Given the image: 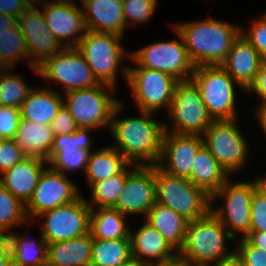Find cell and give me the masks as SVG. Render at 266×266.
<instances>
[{
  "label": "cell",
  "mask_w": 266,
  "mask_h": 266,
  "mask_svg": "<svg viewBox=\"0 0 266 266\" xmlns=\"http://www.w3.org/2000/svg\"><path fill=\"white\" fill-rule=\"evenodd\" d=\"M120 101L114 108L109 131L116 140V148L130 163L157 165L162 151L163 123L152 119L154 113L141 112V117L117 119L125 107Z\"/></svg>",
  "instance_id": "cell-1"
},
{
  "label": "cell",
  "mask_w": 266,
  "mask_h": 266,
  "mask_svg": "<svg viewBox=\"0 0 266 266\" xmlns=\"http://www.w3.org/2000/svg\"><path fill=\"white\" fill-rule=\"evenodd\" d=\"M182 36L193 65H220L240 35L241 28L208 16L202 21L173 26Z\"/></svg>",
  "instance_id": "cell-2"
},
{
  "label": "cell",
  "mask_w": 266,
  "mask_h": 266,
  "mask_svg": "<svg viewBox=\"0 0 266 266\" xmlns=\"http://www.w3.org/2000/svg\"><path fill=\"white\" fill-rule=\"evenodd\" d=\"M235 240L209 211L204 217L188 221L184 243L178 256L186 266H205L212 262L231 256L226 241Z\"/></svg>",
  "instance_id": "cell-3"
},
{
  "label": "cell",
  "mask_w": 266,
  "mask_h": 266,
  "mask_svg": "<svg viewBox=\"0 0 266 266\" xmlns=\"http://www.w3.org/2000/svg\"><path fill=\"white\" fill-rule=\"evenodd\" d=\"M156 202L167 206L188 221L204 217L211 208V197L187 178L165 173L155 165Z\"/></svg>",
  "instance_id": "cell-4"
},
{
  "label": "cell",
  "mask_w": 266,
  "mask_h": 266,
  "mask_svg": "<svg viewBox=\"0 0 266 266\" xmlns=\"http://www.w3.org/2000/svg\"><path fill=\"white\" fill-rule=\"evenodd\" d=\"M191 80L213 120L238 118L234 86L245 90L220 65L196 66Z\"/></svg>",
  "instance_id": "cell-5"
},
{
  "label": "cell",
  "mask_w": 266,
  "mask_h": 266,
  "mask_svg": "<svg viewBox=\"0 0 266 266\" xmlns=\"http://www.w3.org/2000/svg\"><path fill=\"white\" fill-rule=\"evenodd\" d=\"M123 37L88 30L76 46L99 83L116 88L120 62L128 54L120 43Z\"/></svg>",
  "instance_id": "cell-6"
},
{
  "label": "cell",
  "mask_w": 266,
  "mask_h": 266,
  "mask_svg": "<svg viewBox=\"0 0 266 266\" xmlns=\"http://www.w3.org/2000/svg\"><path fill=\"white\" fill-rule=\"evenodd\" d=\"M112 91H115L113 86L103 83L69 91L63 97V105L69 110L77 127L109 129L114 108L120 102L110 94Z\"/></svg>",
  "instance_id": "cell-7"
},
{
  "label": "cell",
  "mask_w": 266,
  "mask_h": 266,
  "mask_svg": "<svg viewBox=\"0 0 266 266\" xmlns=\"http://www.w3.org/2000/svg\"><path fill=\"white\" fill-rule=\"evenodd\" d=\"M167 112L172 124L164 121V129L176 134L201 136L213 121L201 99L199 89L191 79L177 82Z\"/></svg>",
  "instance_id": "cell-8"
},
{
  "label": "cell",
  "mask_w": 266,
  "mask_h": 266,
  "mask_svg": "<svg viewBox=\"0 0 266 266\" xmlns=\"http://www.w3.org/2000/svg\"><path fill=\"white\" fill-rule=\"evenodd\" d=\"M123 73L138 110L155 113L159 109L169 110L174 88L178 82L168 73L147 67H123Z\"/></svg>",
  "instance_id": "cell-9"
},
{
  "label": "cell",
  "mask_w": 266,
  "mask_h": 266,
  "mask_svg": "<svg viewBox=\"0 0 266 266\" xmlns=\"http://www.w3.org/2000/svg\"><path fill=\"white\" fill-rule=\"evenodd\" d=\"M236 119L213 120L201 135L203 145L231 175L247 165L248 142L237 126Z\"/></svg>",
  "instance_id": "cell-10"
},
{
  "label": "cell",
  "mask_w": 266,
  "mask_h": 266,
  "mask_svg": "<svg viewBox=\"0 0 266 266\" xmlns=\"http://www.w3.org/2000/svg\"><path fill=\"white\" fill-rule=\"evenodd\" d=\"M255 189L254 181L232 182L229 178L211 197L210 211L234 239L237 237L236 232L241 233L240 238H244L250 232L251 199ZM221 198L225 200L224 205L215 208L213 203Z\"/></svg>",
  "instance_id": "cell-11"
},
{
  "label": "cell",
  "mask_w": 266,
  "mask_h": 266,
  "mask_svg": "<svg viewBox=\"0 0 266 266\" xmlns=\"http://www.w3.org/2000/svg\"><path fill=\"white\" fill-rule=\"evenodd\" d=\"M175 33L181 41L174 39L155 42L130 53L128 57L140 67L168 73L178 81L191 79L195 66L190 60L181 34L176 29Z\"/></svg>",
  "instance_id": "cell-12"
},
{
  "label": "cell",
  "mask_w": 266,
  "mask_h": 266,
  "mask_svg": "<svg viewBox=\"0 0 266 266\" xmlns=\"http://www.w3.org/2000/svg\"><path fill=\"white\" fill-rule=\"evenodd\" d=\"M90 214L87 199L80 196L69 204L38 215L43 218L40 233L48 244L83 236L89 233Z\"/></svg>",
  "instance_id": "cell-13"
},
{
  "label": "cell",
  "mask_w": 266,
  "mask_h": 266,
  "mask_svg": "<svg viewBox=\"0 0 266 266\" xmlns=\"http://www.w3.org/2000/svg\"><path fill=\"white\" fill-rule=\"evenodd\" d=\"M38 75L59 82L64 92L94 87L100 83L77 48H64L37 66Z\"/></svg>",
  "instance_id": "cell-14"
},
{
  "label": "cell",
  "mask_w": 266,
  "mask_h": 266,
  "mask_svg": "<svg viewBox=\"0 0 266 266\" xmlns=\"http://www.w3.org/2000/svg\"><path fill=\"white\" fill-rule=\"evenodd\" d=\"M65 175L51 167L43 170L31 199L25 205L29 222L41 213L69 204L81 196L77 185Z\"/></svg>",
  "instance_id": "cell-15"
},
{
  "label": "cell",
  "mask_w": 266,
  "mask_h": 266,
  "mask_svg": "<svg viewBox=\"0 0 266 266\" xmlns=\"http://www.w3.org/2000/svg\"><path fill=\"white\" fill-rule=\"evenodd\" d=\"M155 202V165L129 163L128 177L113 208L126 216L142 214L145 218Z\"/></svg>",
  "instance_id": "cell-16"
},
{
  "label": "cell",
  "mask_w": 266,
  "mask_h": 266,
  "mask_svg": "<svg viewBox=\"0 0 266 266\" xmlns=\"http://www.w3.org/2000/svg\"><path fill=\"white\" fill-rule=\"evenodd\" d=\"M31 4L18 18L17 24L23 34L30 57V67L38 73L37 66L46 58L60 53L64 46L47 27L43 12Z\"/></svg>",
  "instance_id": "cell-17"
},
{
  "label": "cell",
  "mask_w": 266,
  "mask_h": 266,
  "mask_svg": "<svg viewBox=\"0 0 266 266\" xmlns=\"http://www.w3.org/2000/svg\"><path fill=\"white\" fill-rule=\"evenodd\" d=\"M43 3L42 12L50 32L64 48H76L88 31L83 9L72 0H44Z\"/></svg>",
  "instance_id": "cell-18"
},
{
  "label": "cell",
  "mask_w": 266,
  "mask_h": 266,
  "mask_svg": "<svg viewBox=\"0 0 266 266\" xmlns=\"http://www.w3.org/2000/svg\"><path fill=\"white\" fill-rule=\"evenodd\" d=\"M202 146L203 139L200 135L164 131L162 151L157 166L169 175L188 178L194 158Z\"/></svg>",
  "instance_id": "cell-19"
},
{
  "label": "cell",
  "mask_w": 266,
  "mask_h": 266,
  "mask_svg": "<svg viewBox=\"0 0 266 266\" xmlns=\"http://www.w3.org/2000/svg\"><path fill=\"white\" fill-rule=\"evenodd\" d=\"M263 61L257 50L240 33L220 66L246 91L254 82Z\"/></svg>",
  "instance_id": "cell-20"
},
{
  "label": "cell",
  "mask_w": 266,
  "mask_h": 266,
  "mask_svg": "<svg viewBox=\"0 0 266 266\" xmlns=\"http://www.w3.org/2000/svg\"><path fill=\"white\" fill-rule=\"evenodd\" d=\"M143 223L136 232L130 231L132 259L144 265L176 258L178 253L163 236L145 220Z\"/></svg>",
  "instance_id": "cell-21"
},
{
  "label": "cell",
  "mask_w": 266,
  "mask_h": 266,
  "mask_svg": "<svg viewBox=\"0 0 266 266\" xmlns=\"http://www.w3.org/2000/svg\"><path fill=\"white\" fill-rule=\"evenodd\" d=\"M44 164H48V161L36 157H25L11 169L2 173L0 184L26 205L45 169Z\"/></svg>",
  "instance_id": "cell-22"
},
{
  "label": "cell",
  "mask_w": 266,
  "mask_h": 266,
  "mask_svg": "<svg viewBox=\"0 0 266 266\" xmlns=\"http://www.w3.org/2000/svg\"><path fill=\"white\" fill-rule=\"evenodd\" d=\"M82 9L88 30L124 36L122 0H82Z\"/></svg>",
  "instance_id": "cell-23"
},
{
  "label": "cell",
  "mask_w": 266,
  "mask_h": 266,
  "mask_svg": "<svg viewBox=\"0 0 266 266\" xmlns=\"http://www.w3.org/2000/svg\"><path fill=\"white\" fill-rule=\"evenodd\" d=\"M54 138L51 125L20 119L13 140L26 157H36L49 161Z\"/></svg>",
  "instance_id": "cell-24"
},
{
  "label": "cell",
  "mask_w": 266,
  "mask_h": 266,
  "mask_svg": "<svg viewBox=\"0 0 266 266\" xmlns=\"http://www.w3.org/2000/svg\"><path fill=\"white\" fill-rule=\"evenodd\" d=\"M230 177L203 145L194 158L190 175L187 179L212 197Z\"/></svg>",
  "instance_id": "cell-25"
},
{
  "label": "cell",
  "mask_w": 266,
  "mask_h": 266,
  "mask_svg": "<svg viewBox=\"0 0 266 266\" xmlns=\"http://www.w3.org/2000/svg\"><path fill=\"white\" fill-rule=\"evenodd\" d=\"M92 236L89 233L48 244L46 266H90Z\"/></svg>",
  "instance_id": "cell-26"
},
{
  "label": "cell",
  "mask_w": 266,
  "mask_h": 266,
  "mask_svg": "<svg viewBox=\"0 0 266 266\" xmlns=\"http://www.w3.org/2000/svg\"><path fill=\"white\" fill-rule=\"evenodd\" d=\"M63 95L49 88H34L20 107L21 119L51 125L63 105Z\"/></svg>",
  "instance_id": "cell-27"
},
{
  "label": "cell",
  "mask_w": 266,
  "mask_h": 266,
  "mask_svg": "<svg viewBox=\"0 0 266 266\" xmlns=\"http://www.w3.org/2000/svg\"><path fill=\"white\" fill-rule=\"evenodd\" d=\"M144 219L163 236L177 253L181 250L188 220L158 202H155L150 208Z\"/></svg>",
  "instance_id": "cell-28"
},
{
  "label": "cell",
  "mask_w": 266,
  "mask_h": 266,
  "mask_svg": "<svg viewBox=\"0 0 266 266\" xmlns=\"http://www.w3.org/2000/svg\"><path fill=\"white\" fill-rule=\"evenodd\" d=\"M129 163L113 145L90 152L84 173L87 183L91 187L96 182L119 174Z\"/></svg>",
  "instance_id": "cell-29"
},
{
  "label": "cell",
  "mask_w": 266,
  "mask_h": 266,
  "mask_svg": "<svg viewBox=\"0 0 266 266\" xmlns=\"http://www.w3.org/2000/svg\"><path fill=\"white\" fill-rule=\"evenodd\" d=\"M126 215L115 208H91L89 232L94 239L130 238Z\"/></svg>",
  "instance_id": "cell-30"
},
{
  "label": "cell",
  "mask_w": 266,
  "mask_h": 266,
  "mask_svg": "<svg viewBox=\"0 0 266 266\" xmlns=\"http://www.w3.org/2000/svg\"><path fill=\"white\" fill-rule=\"evenodd\" d=\"M10 256L13 258L14 266H46L48 243L43 235L39 241L28 240L26 236H18L14 232L8 233Z\"/></svg>",
  "instance_id": "cell-31"
},
{
  "label": "cell",
  "mask_w": 266,
  "mask_h": 266,
  "mask_svg": "<svg viewBox=\"0 0 266 266\" xmlns=\"http://www.w3.org/2000/svg\"><path fill=\"white\" fill-rule=\"evenodd\" d=\"M132 260L130 238H92L90 266H120Z\"/></svg>",
  "instance_id": "cell-32"
},
{
  "label": "cell",
  "mask_w": 266,
  "mask_h": 266,
  "mask_svg": "<svg viewBox=\"0 0 266 266\" xmlns=\"http://www.w3.org/2000/svg\"><path fill=\"white\" fill-rule=\"evenodd\" d=\"M127 177L128 165L119 174L94 183L91 186V201H87L89 206L91 208H113L117 204Z\"/></svg>",
  "instance_id": "cell-33"
},
{
  "label": "cell",
  "mask_w": 266,
  "mask_h": 266,
  "mask_svg": "<svg viewBox=\"0 0 266 266\" xmlns=\"http://www.w3.org/2000/svg\"><path fill=\"white\" fill-rule=\"evenodd\" d=\"M6 68L0 74V106L21 107L29 93L34 89L27 85L22 75L12 74Z\"/></svg>",
  "instance_id": "cell-34"
},
{
  "label": "cell",
  "mask_w": 266,
  "mask_h": 266,
  "mask_svg": "<svg viewBox=\"0 0 266 266\" xmlns=\"http://www.w3.org/2000/svg\"><path fill=\"white\" fill-rule=\"evenodd\" d=\"M30 60L25 38L20 31L18 24L0 33V63L5 68H13L20 59Z\"/></svg>",
  "instance_id": "cell-35"
},
{
  "label": "cell",
  "mask_w": 266,
  "mask_h": 266,
  "mask_svg": "<svg viewBox=\"0 0 266 266\" xmlns=\"http://www.w3.org/2000/svg\"><path fill=\"white\" fill-rule=\"evenodd\" d=\"M25 205L0 184V231L28 222Z\"/></svg>",
  "instance_id": "cell-36"
},
{
  "label": "cell",
  "mask_w": 266,
  "mask_h": 266,
  "mask_svg": "<svg viewBox=\"0 0 266 266\" xmlns=\"http://www.w3.org/2000/svg\"><path fill=\"white\" fill-rule=\"evenodd\" d=\"M95 128L78 127L73 134L56 135L50 150V159L55 154H74L77 150L83 149L91 152L93 142L90 139V132Z\"/></svg>",
  "instance_id": "cell-37"
},
{
  "label": "cell",
  "mask_w": 266,
  "mask_h": 266,
  "mask_svg": "<svg viewBox=\"0 0 266 266\" xmlns=\"http://www.w3.org/2000/svg\"><path fill=\"white\" fill-rule=\"evenodd\" d=\"M122 5L127 28L129 23L146 24L157 9V0H122Z\"/></svg>",
  "instance_id": "cell-38"
},
{
  "label": "cell",
  "mask_w": 266,
  "mask_h": 266,
  "mask_svg": "<svg viewBox=\"0 0 266 266\" xmlns=\"http://www.w3.org/2000/svg\"><path fill=\"white\" fill-rule=\"evenodd\" d=\"M90 151L79 149L74 154H55L49 161V165L57 172L74 171L87 167Z\"/></svg>",
  "instance_id": "cell-39"
},
{
  "label": "cell",
  "mask_w": 266,
  "mask_h": 266,
  "mask_svg": "<svg viewBox=\"0 0 266 266\" xmlns=\"http://www.w3.org/2000/svg\"><path fill=\"white\" fill-rule=\"evenodd\" d=\"M241 34L266 60V14L263 13L257 20H253L248 32L245 33L242 28Z\"/></svg>",
  "instance_id": "cell-40"
},
{
  "label": "cell",
  "mask_w": 266,
  "mask_h": 266,
  "mask_svg": "<svg viewBox=\"0 0 266 266\" xmlns=\"http://www.w3.org/2000/svg\"><path fill=\"white\" fill-rule=\"evenodd\" d=\"M20 119L19 108L0 106V139H13Z\"/></svg>",
  "instance_id": "cell-41"
},
{
  "label": "cell",
  "mask_w": 266,
  "mask_h": 266,
  "mask_svg": "<svg viewBox=\"0 0 266 266\" xmlns=\"http://www.w3.org/2000/svg\"><path fill=\"white\" fill-rule=\"evenodd\" d=\"M239 247L235 253L242 266H266V252L251 245L245 238H239Z\"/></svg>",
  "instance_id": "cell-42"
},
{
  "label": "cell",
  "mask_w": 266,
  "mask_h": 266,
  "mask_svg": "<svg viewBox=\"0 0 266 266\" xmlns=\"http://www.w3.org/2000/svg\"><path fill=\"white\" fill-rule=\"evenodd\" d=\"M26 156L13 139H0V173L11 169Z\"/></svg>",
  "instance_id": "cell-43"
},
{
  "label": "cell",
  "mask_w": 266,
  "mask_h": 266,
  "mask_svg": "<svg viewBox=\"0 0 266 266\" xmlns=\"http://www.w3.org/2000/svg\"><path fill=\"white\" fill-rule=\"evenodd\" d=\"M250 232H266V197L256 189L251 199Z\"/></svg>",
  "instance_id": "cell-44"
},
{
  "label": "cell",
  "mask_w": 266,
  "mask_h": 266,
  "mask_svg": "<svg viewBox=\"0 0 266 266\" xmlns=\"http://www.w3.org/2000/svg\"><path fill=\"white\" fill-rule=\"evenodd\" d=\"M51 128L54 135L73 134L78 128L69 110L62 105L52 120Z\"/></svg>",
  "instance_id": "cell-45"
},
{
  "label": "cell",
  "mask_w": 266,
  "mask_h": 266,
  "mask_svg": "<svg viewBox=\"0 0 266 266\" xmlns=\"http://www.w3.org/2000/svg\"><path fill=\"white\" fill-rule=\"evenodd\" d=\"M245 92L257 94L261 99L260 104H266V60L262 62L254 82Z\"/></svg>",
  "instance_id": "cell-46"
},
{
  "label": "cell",
  "mask_w": 266,
  "mask_h": 266,
  "mask_svg": "<svg viewBox=\"0 0 266 266\" xmlns=\"http://www.w3.org/2000/svg\"><path fill=\"white\" fill-rule=\"evenodd\" d=\"M29 6L26 0H0V13L17 19Z\"/></svg>",
  "instance_id": "cell-47"
},
{
  "label": "cell",
  "mask_w": 266,
  "mask_h": 266,
  "mask_svg": "<svg viewBox=\"0 0 266 266\" xmlns=\"http://www.w3.org/2000/svg\"><path fill=\"white\" fill-rule=\"evenodd\" d=\"M244 238L251 245L266 252V232H249Z\"/></svg>",
  "instance_id": "cell-48"
},
{
  "label": "cell",
  "mask_w": 266,
  "mask_h": 266,
  "mask_svg": "<svg viewBox=\"0 0 266 266\" xmlns=\"http://www.w3.org/2000/svg\"><path fill=\"white\" fill-rule=\"evenodd\" d=\"M0 260H13L10 256L8 233L0 231Z\"/></svg>",
  "instance_id": "cell-49"
},
{
  "label": "cell",
  "mask_w": 266,
  "mask_h": 266,
  "mask_svg": "<svg viewBox=\"0 0 266 266\" xmlns=\"http://www.w3.org/2000/svg\"><path fill=\"white\" fill-rule=\"evenodd\" d=\"M211 265L212 266H242V263H241L238 255L234 252L229 257H226L224 259H220L218 261L212 262V263L207 264L205 266H211Z\"/></svg>",
  "instance_id": "cell-50"
},
{
  "label": "cell",
  "mask_w": 266,
  "mask_h": 266,
  "mask_svg": "<svg viewBox=\"0 0 266 266\" xmlns=\"http://www.w3.org/2000/svg\"><path fill=\"white\" fill-rule=\"evenodd\" d=\"M16 25V18L5 13H0V33L7 32L8 30L14 28Z\"/></svg>",
  "instance_id": "cell-51"
},
{
  "label": "cell",
  "mask_w": 266,
  "mask_h": 266,
  "mask_svg": "<svg viewBox=\"0 0 266 266\" xmlns=\"http://www.w3.org/2000/svg\"><path fill=\"white\" fill-rule=\"evenodd\" d=\"M143 266H186V264L181 260L179 256L164 262H154L144 264Z\"/></svg>",
  "instance_id": "cell-52"
},
{
  "label": "cell",
  "mask_w": 266,
  "mask_h": 266,
  "mask_svg": "<svg viewBox=\"0 0 266 266\" xmlns=\"http://www.w3.org/2000/svg\"><path fill=\"white\" fill-rule=\"evenodd\" d=\"M260 107H257V118L260 123L261 128L263 129L264 134L266 135V104H259Z\"/></svg>",
  "instance_id": "cell-53"
},
{
  "label": "cell",
  "mask_w": 266,
  "mask_h": 266,
  "mask_svg": "<svg viewBox=\"0 0 266 266\" xmlns=\"http://www.w3.org/2000/svg\"><path fill=\"white\" fill-rule=\"evenodd\" d=\"M265 176H264L265 179L260 177V178H257L256 180L254 179L253 181H254L256 190L260 194L266 197V177Z\"/></svg>",
  "instance_id": "cell-54"
},
{
  "label": "cell",
  "mask_w": 266,
  "mask_h": 266,
  "mask_svg": "<svg viewBox=\"0 0 266 266\" xmlns=\"http://www.w3.org/2000/svg\"><path fill=\"white\" fill-rule=\"evenodd\" d=\"M120 266H143V265L139 264L135 259H132L129 262Z\"/></svg>",
  "instance_id": "cell-55"
},
{
  "label": "cell",
  "mask_w": 266,
  "mask_h": 266,
  "mask_svg": "<svg viewBox=\"0 0 266 266\" xmlns=\"http://www.w3.org/2000/svg\"><path fill=\"white\" fill-rule=\"evenodd\" d=\"M0 266H14L13 260H0Z\"/></svg>",
  "instance_id": "cell-56"
},
{
  "label": "cell",
  "mask_w": 266,
  "mask_h": 266,
  "mask_svg": "<svg viewBox=\"0 0 266 266\" xmlns=\"http://www.w3.org/2000/svg\"><path fill=\"white\" fill-rule=\"evenodd\" d=\"M30 5L31 4H36L37 3V5L39 4V3H42V1H44V0H26Z\"/></svg>",
  "instance_id": "cell-57"
},
{
  "label": "cell",
  "mask_w": 266,
  "mask_h": 266,
  "mask_svg": "<svg viewBox=\"0 0 266 266\" xmlns=\"http://www.w3.org/2000/svg\"><path fill=\"white\" fill-rule=\"evenodd\" d=\"M6 68L0 63V74L5 70Z\"/></svg>",
  "instance_id": "cell-58"
}]
</instances>
